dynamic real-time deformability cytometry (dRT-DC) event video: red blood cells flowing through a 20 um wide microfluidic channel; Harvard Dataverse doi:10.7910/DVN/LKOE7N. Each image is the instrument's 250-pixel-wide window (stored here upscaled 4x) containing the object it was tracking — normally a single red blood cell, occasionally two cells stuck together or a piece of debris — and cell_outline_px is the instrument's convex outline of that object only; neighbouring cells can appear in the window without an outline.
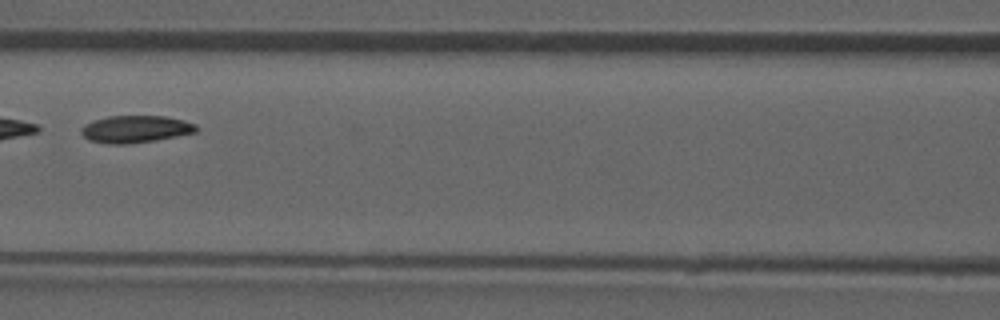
{"species": "common noctule bat (a hibernating species)", "species_latin": "Nyctalus noctula", "temperature_condition": "room temperature", "stored_images_in_passage": 9, "camera_frame_rate_fps": 3000, "um_per_image_px": 0.085, "animal": {"sex": "male", "forearm_length_mm": 52.5}, "frame": {"image": 1, "passage_image": 6, "time_ms": 6.0, "image_size_px": [1000, 320], "cell_outline_px": [[200, 128], [196, 132], [156, 140], [128, 144], [108, 144], [88, 140], [80, 132], [80, 128], [84, 124], [92, 120], [108, 116], [164, 116], [184, 120], [196, 124]], "centroid_in_image_um": [11.5, 10.97], "position_along_channel_um": 155.1, "area_um2": 18.44}}
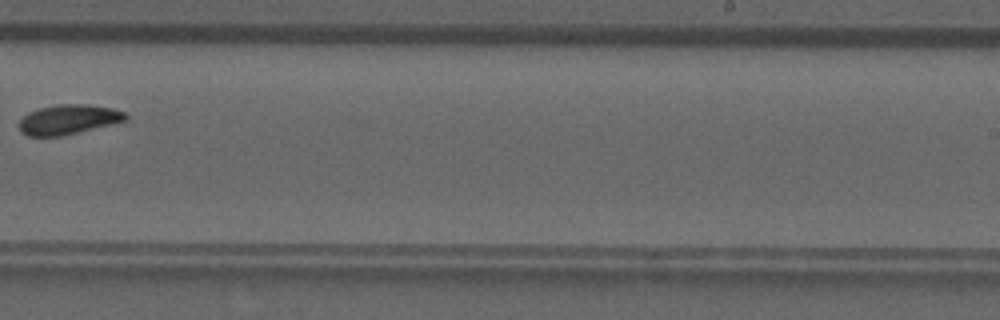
{"frame": {"image": 2, "passage_image": 9, "time_ms": 9.333, "image_size_px": [1000, 320], "cell_outline_px": [[128, 120], [116, 124], [64, 136], [28, 136], [20, 128], [20, 120], [28, 112], [40, 108], [56, 104], [84, 104], [112, 108], [124, 112], [128, 116]], "centroid_in_image_um": [5.88, 10.16], "position_along_channel_um": 283.1, "area_um2": 18.61}}